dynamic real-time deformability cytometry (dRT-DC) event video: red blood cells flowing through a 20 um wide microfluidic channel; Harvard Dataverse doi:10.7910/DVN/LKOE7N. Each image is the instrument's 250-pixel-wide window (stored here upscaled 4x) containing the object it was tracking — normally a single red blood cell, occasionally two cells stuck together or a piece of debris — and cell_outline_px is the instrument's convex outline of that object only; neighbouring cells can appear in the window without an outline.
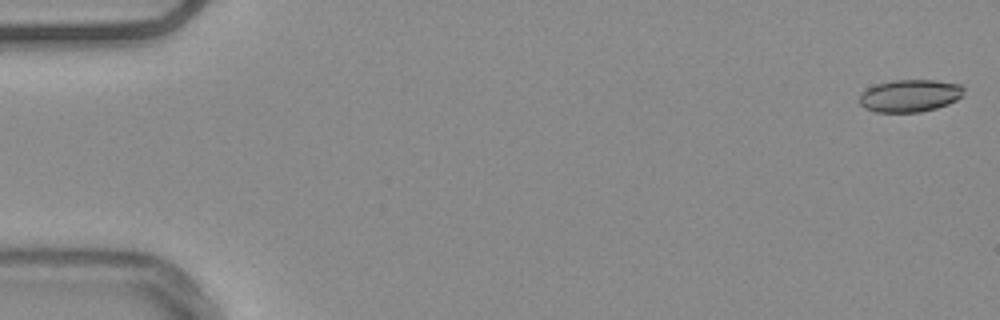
{"species": "common noctule bat (a hibernating species)", "species_latin": "Nyctalus noctula", "temperature_condition": "warm", "stored_images_in_passage": 54, "camera_frame_rate_fps": 3000, "um_per_image_px": 0.085, "animal": {"sex": "male", "body_mass_g": 20.4}, "frame": {"image": 1, "passage_image": 1, "time_ms": 0.0, "image_size_px": [1000, 320], "cell_outline_px": [[964, 96], [948, 104], [936, 108], [920, 112], [876, 112], [864, 108], [860, 104], [860, 92], [876, 84], [892, 80], [936, 80], [964, 84]], "centroid_in_image_um": [77.37, 8.12], "position_along_channel_um": 7.6, "area_um2": 20.0}}
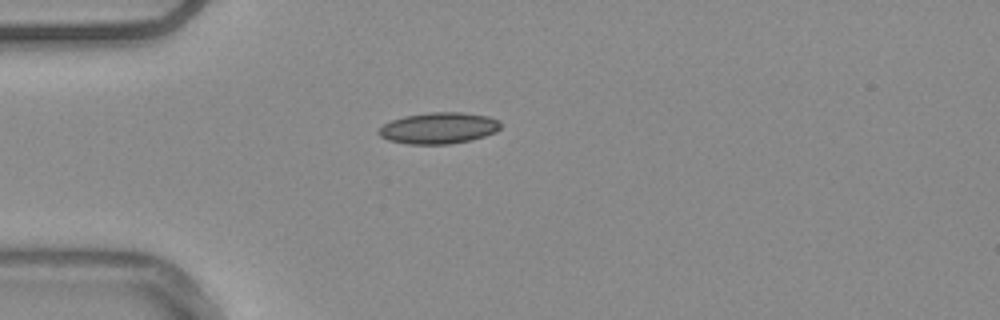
{"frame": {"image": 2, "passage_image": 15, "time_ms": 4.667, "image_size_px": [1000, 320], "cell_outline_px": [[500, 128], [496, 132], [472, 140], [448, 144], [408, 144], [388, 140], [380, 136], [376, 132], [384, 124], [392, 120], [404, 116], [432, 112], [460, 112], [488, 116], [500, 120]], "centroid_in_image_um": [37.3, 10.89], "position_along_channel_um": 47.7, "area_um2": 22.25}}
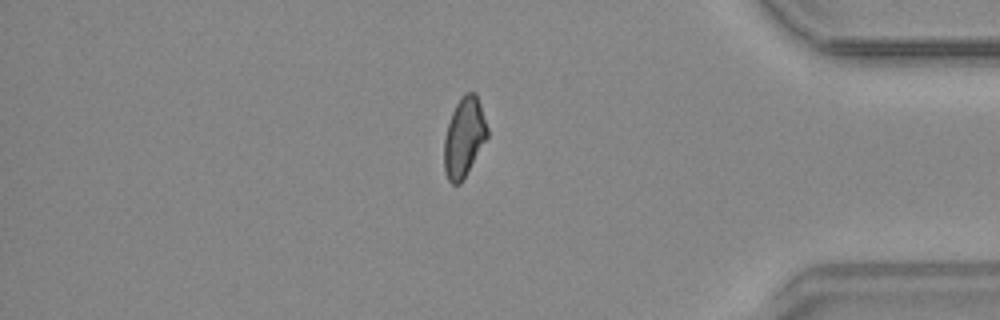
{"frame": {"image": 3, "passage_image": 46, "time_ms": 15.0, "image_size_px": [1000, 320], "cell_outline_px": [[488, 136], [460, 184], [452, 184], [448, 180], [444, 172], [444, 136], [452, 112], [460, 96], [464, 92], [476, 92], [488, 128]], "centroid_in_image_um": [39.43, 11.64], "position_along_channel_um": 395.8, "area_um2": 19.94}, "authors_computed_cell_mechanics": {"area_um2": 20.3167, "velocity_mm_per_s": 3.7841, "shape_relaxation_time_tau1_ms": 7.2952, "shape_relaxation_time_tau2_ms": 2.8925, "deformation_change_tau1": 0.1404, "deformation_change_tau2": 0.0837}}